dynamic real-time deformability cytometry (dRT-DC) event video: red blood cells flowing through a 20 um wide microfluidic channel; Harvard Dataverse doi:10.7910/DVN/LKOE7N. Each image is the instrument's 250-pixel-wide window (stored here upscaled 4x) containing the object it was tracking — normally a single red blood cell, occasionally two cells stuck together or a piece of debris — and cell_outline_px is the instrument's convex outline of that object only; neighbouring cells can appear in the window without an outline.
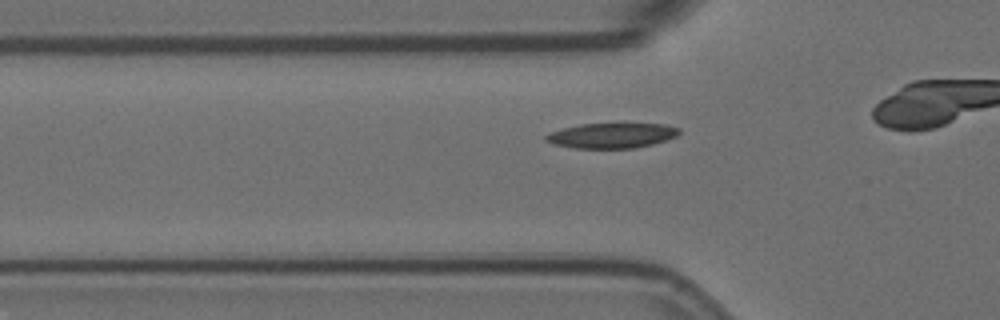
{"species": "Egyptian fruit bat (a non-hibernating species)", "species_latin": "Rousettus aegyptiacus", "temperature_condition": "room temperature", "stored_images_in_passage": 20, "camera_frame_rate_fps": 3000, "um_per_image_px": 0.085, "animal": {"sex": "female"}, "frame": {"image": 1, "passage_image": 3, "time_ms": 0.667, "image_size_px": [1000, 320], "cell_outline_px": [[680, 132], [676, 136], [652, 144], [636, 148], [572, 148], [556, 144], [544, 140], [544, 136], [552, 132], [564, 128], [580, 124], [664, 124], [680, 128]], "centroid_in_image_um": [52.0, 11.52], "position_along_channel_um": 73.8, "area_um2": 19.25}}
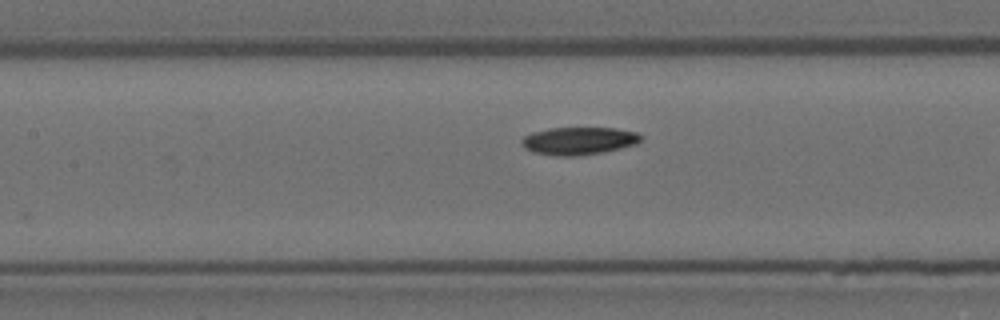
{"frame": {"image": 2, "passage_image": 10, "time_ms": 3.0, "image_size_px": [1000, 320], "cell_outline_px": [[640, 140], [636, 144], [620, 148], [600, 152], [576, 156], [556, 156], [532, 152], [524, 148], [520, 144], [520, 140], [524, 136], [532, 132], [548, 128], [616, 128], [636, 132], [640, 136]], "centroid_in_image_um": [49.12, 11.97], "position_along_channel_um": 158.3, "area_um2": 19.19}}
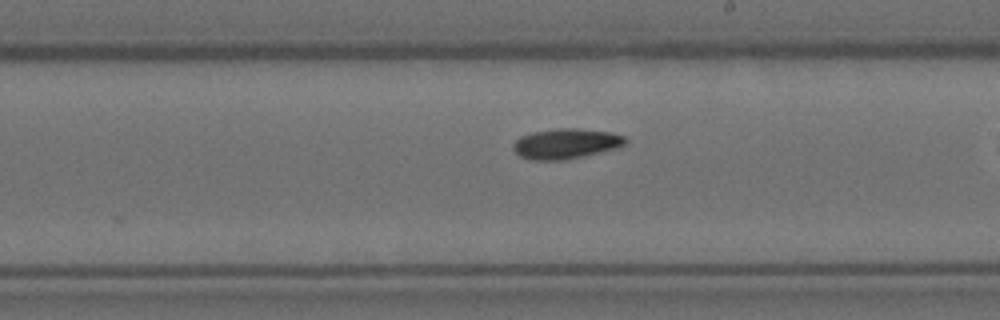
{"frame": {"image": 3, "passage_image": 17, "time_ms": 5.333, "image_size_px": [1000, 320], "cell_outline_px": [[628, 140], [624, 144], [616, 148], [584, 156], [564, 160], [532, 160], [520, 156], [512, 148], [512, 144], [520, 136], [532, 132], [556, 128], [580, 128], [608, 132], [624, 136]], "centroid_in_image_um": [48.07, 12.21], "position_along_channel_um": 240.9, "area_um2": 19.77}}